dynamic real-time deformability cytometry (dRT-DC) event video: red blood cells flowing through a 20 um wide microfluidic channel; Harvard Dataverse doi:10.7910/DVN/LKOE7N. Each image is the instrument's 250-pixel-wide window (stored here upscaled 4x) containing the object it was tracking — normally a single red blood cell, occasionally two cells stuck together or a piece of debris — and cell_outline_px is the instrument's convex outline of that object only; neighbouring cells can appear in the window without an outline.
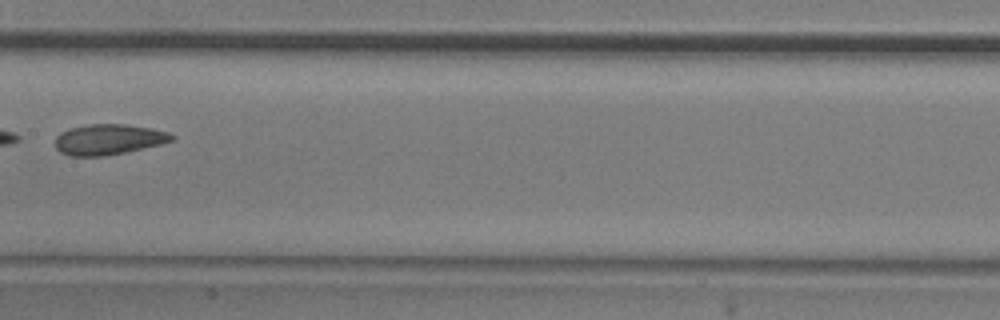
{"species": "common noctule bat (a hibernating species)", "species_latin": "Nyctalus noctula", "temperature_condition": "room temperature", "stored_images_in_passage": 12, "camera_frame_rate_fps": 3000, "um_per_image_px": 0.085, "animal": {"sex": "male", "body_mass_g": 20.5, "forearm_length_mm": 52.5}, "frame": {"image": 1, "passage_image": 6, "time_ms": 1.667, "image_size_px": [1000, 320], "cell_outline_px": [[176, 140], [160, 144], [124, 152], [104, 156], [68, 156], [60, 152], [56, 148], [56, 136], [60, 132], [68, 128], [88, 124], [124, 124], [152, 128], [168, 132], [176, 136]], "centroid_in_image_um": [9.22, 11.84], "position_along_channel_um": 198.2, "area_um2": 20.87}}
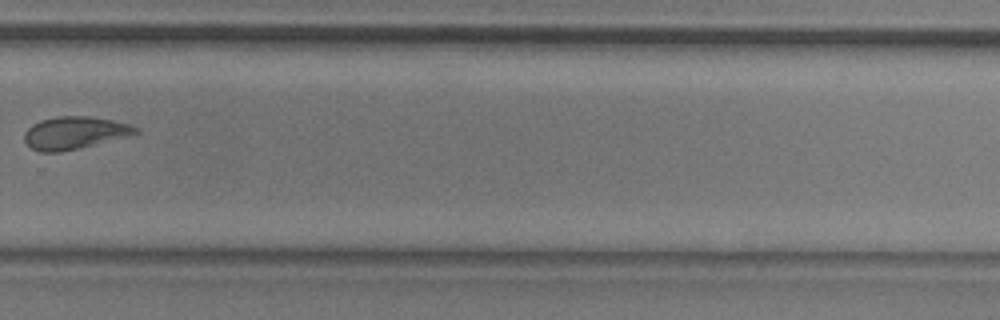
{"frame": {"image": 2, "passage_image": 9, "time_ms": 2.667, "image_size_px": [1000, 320], "cell_outline_px": [[140, 132], [80, 148], [60, 152], [40, 152], [32, 148], [24, 140], [24, 132], [32, 124], [40, 120], [56, 116], [92, 116], [112, 120], [128, 124], [136, 128]], "centroid_in_image_um": [6.28, 11.28], "position_along_channel_um": 323.5, "area_um2": 20.87}}
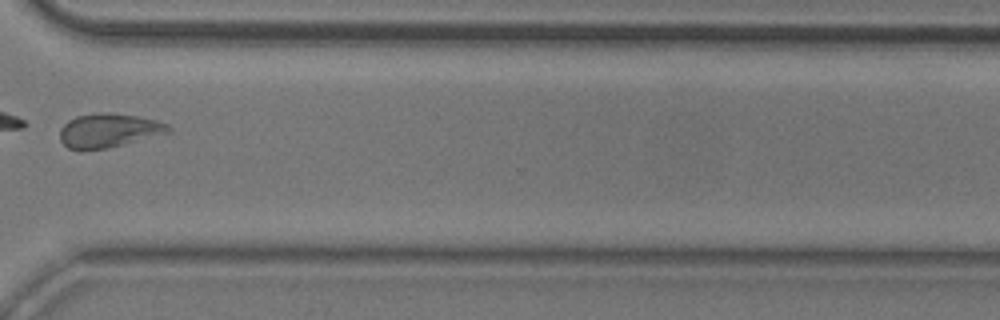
{"frame": {"image": 3, "passage_image": 10, "time_ms": 3.0, "image_size_px": [1000, 320], "cell_outline_px": [[172, 132], [124, 144], [104, 148], [68, 148], [60, 140], [60, 128], [68, 120], [76, 116], [96, 112], [108, 112], [136, 116], [156, 120], [168, 124], [172, 128]], "centroid_in_image_um": [9.27, 11.06], "position_along_channel_um": 361.3, "area_um2": 21.27}}